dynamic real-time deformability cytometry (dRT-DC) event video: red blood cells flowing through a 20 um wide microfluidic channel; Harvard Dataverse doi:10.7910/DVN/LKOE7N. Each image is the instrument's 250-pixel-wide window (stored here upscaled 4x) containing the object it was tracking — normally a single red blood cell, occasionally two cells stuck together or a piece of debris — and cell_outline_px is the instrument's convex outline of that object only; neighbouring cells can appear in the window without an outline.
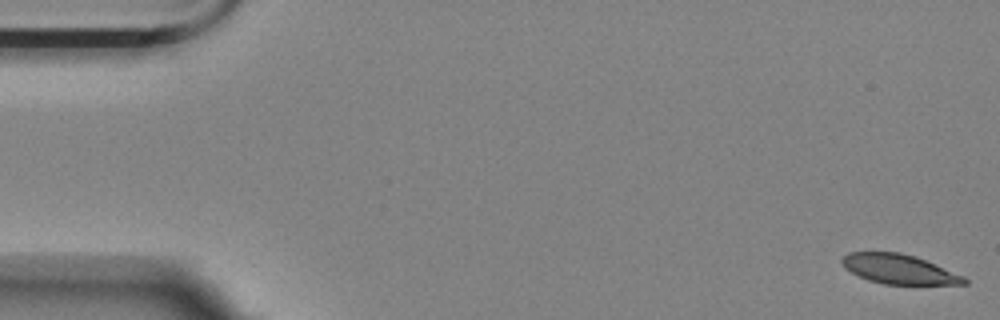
{"species": "Egyptian fruit bat (a non-hibernating species)", "species_latin": "Rousettus aegyptiacus", "temperature_condition": "room temperature", "stored_images_in_passage": 15, "camera_frame_rate_fps": 3000, "um_per_image_px": 0.085, "animal": {"sex": "female"}, "frame": {"image": 1, "passage_image": 1, "time_ms": 0.0, "image_size_px": [1000, 320], "cell_outline_px": [[968, 284], [884, 284], [868, 280], [844, 268], [840, 260], [848, 252], [900, 252], [916, 256], [964, 276], [968, 280]], "centroid_in_image_um": [76.41, 22.87], "position_along_channel_um": 8.6, "area_um2": 20.98}}
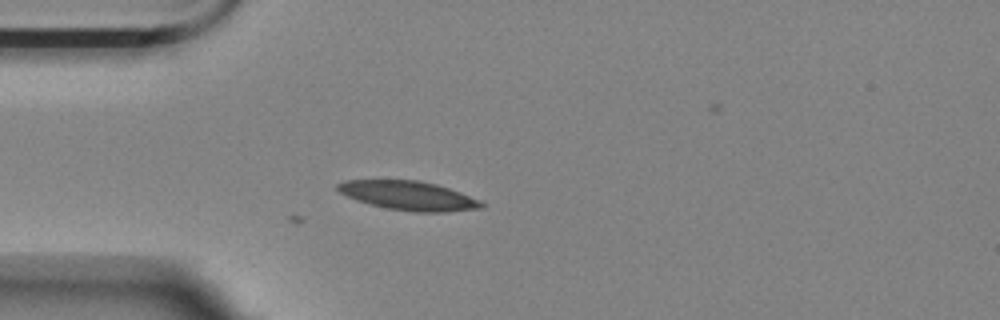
{"frame": {"image": 2, "passage_image": 15, "time_ms": 4.667, "image_size_px": [1000, 320], "cell_outline_px": [[484, 208], [444, 212], [416, 212], [388, 208], [356, 200], [340, 192], [336, 188], [336, 184], [344, 180], [420, 180], [436, 184], [460, 192], [480, 200], [484, 204]], "centroid_in_image_um": [34.74, 16.62], "position_along_channel_um": 50.3, "area_um2": 24.22}}